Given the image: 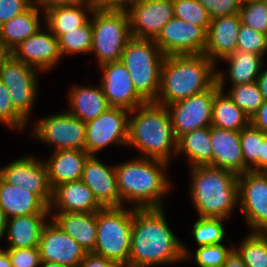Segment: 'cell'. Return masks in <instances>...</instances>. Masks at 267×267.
<instances>
[{"instance_id": "cell-1", "label": "cell", "mask_w": 267, "mask_h": 267, "mask_svg": "<svg viewBox=\"0 0 267 267\" xmlns=\"http://www.w3.org/2000/svg\"><path fill=\"white\" fill-rule=\"evenodd\" d=\"M182 243L169 227L163 208H133L128 267L184 262Z\"/></svg>"}, {"instance_id": "cell-2", "label": "cell", "mask_w": 267, "mask_h": 267, "mask_svg": "<svg viewBox=\"0 0 267 267\" xmlns=\"http://www.w3.org/2000/svg\"><path fill=\"white\" fill-rule=\"evenodd\" d=\"M168 165L140 156L115 164L122 206L128 203V207L136 209L163 208V199L173 186L165 173Z\"/></svg>"}, {"instance_id": "cell-3", "label": "cell", "mask_w": 267, "mask_h": 267, "mask_svg": "<svg viewBox=\"0 0 267 267\" xmlns=\"http://www.w3.org/2000/svg\"><path fill=\"white\" fill-rule=\"evenodd\" d=\"M126 146L140 151V157L170 163L177 154V138L165 105L146 102L130 111Z\"/></svg>"}, {"instance_id": "cell-4", "label": "cell", "mask_w": 267, "mask_h": 267, "mask_svg": "<svg viewBox=\"0 0 267 267\" xmlns=\"http://www.w3.org/2000/svg\"><path fill=\"white\" fill-rule=\"evenodd\" d=\"M217 66L204 54L166 56L156 103L166 106L212 88Z\"/></svg>"}, {"instance_id": "cell-5", "label": "cell", "mask_w": 267, "mask_h": 267, "mask_svg": "<svg viewBox=\"0 0 267 267\" xmlns=\"http://www.w3.org/2000/svg\"><path fill=\"white\" fill-rule=\"evenodd\" d=\"M190 199L198 217L227 219L238 207V175L213 166L190 167Z\"/></svg>"}, {"instance_id": "cell-6", "label": "cell", "mask_w": 267, "mask_h": 267, "mask_svg": "<svg viewBox=\"0 0 267 267\" xmlns=\"http://www.w3.org/2000/svg\"><path fill=\"white\" fill-rule=\"evenodd\" d=\"M165 57L152 39L132 37L123 50L120 61L127 68L137 93L146 102H156Z\"/></svg>"}, {"instance_id": "cell-7", "label": "cell", "mask_w": 267, "mask_h": 267, "mask_svg": "<svg viewBox=\"0 0 267 267\" xmlns=\"http://www.w3.org/2000/svg\"><path fill=\"white\" fill-rule=\"evenodd\" d=\"M133 207H106L97 211V237L93 254L128 267Z\"/></svg>"}, {"instance_id": "cell-8", "label": "cell", "mask_w": 267, "mask_h": 267, "mask_svg": "<svg viewBox=\"0 0 267 267\" xmlns=\"http://www.w3.org/2000/svg\"><path fill=\"white\" fill-rule=\"evenodd\" d=\"M90 19L93 28L90 54L95 55L98 67L120 61L127 42L132 38L128 13L96 7Z\"/></svg>"}, {"instance_id": "cell-9", "label": "cell", "mask_w": 267, "mask_h": 267, "mask_svg": "<svg viewBox=\"0 0 267 267\" xmlns=\"http://www.w3.org/2000/svg\"><path fill=\"white\" fill-rule=\"evenodd\" d=\"M35 67L15 59L7 53L0 62V80L8 89L14 108L28 121L36 102L38 75Z\"/></svg>"}, {"instance_id": "cell-10", "label": "cell", "mask_w": 267, "mask_h": 267, "mask_svg": "<svg viewBox=\"0 0 267 267\" xmlns=\"http://www.w3.org/2000/svg\"><path fill=\"white\" fill-rule=\"evenodd\" d=\"M32 135L53 150H85L86 122L67 110L35 120Z\"/></svg>"}, {"instance_id": "cell-11", "label": "cell", "mask_w": 267, "mask_h": 267, "mask_svg": "<svg viewBox=\"0 0 267 267\" xmlns=\"http://www.w3.org/2000/svg\"><path fill=\"white\" fill-rule=\"evenodd\" d=\"M130 111L109 107L97 118L86 122L85 151L90 156L111 145L126 146Z\"/></svg>"}, {"instance_id": "cell-12", "label": "cell", "mask_w": 267, "mask_h": 267, "mask_svg": "<svg viewBox=\"0 0 267 267\" xmlns=\"http://www.w3.org/2000/svg\"><path fill=\"white\" fill-rule=\"evenodd\" d=\"M238 206L251 232H267V172L238 175Z\"/></svg>"}, {"instance_id": "cell-13", "label": "cell", "mask_w": 267, "mask_h": 267, "mask_svg": "<svg viewBox=\"0 0 267 267\" xmlns=\"http://www.w3.org/2000/svg\"><path fill=\"white\" fill-rule=\"evenodd\" d=\"M218 89L216 83L204 92L166 105L177 139L186 132L211 126L212 104Z\"/></svg>"}, {"instance_id": "cell-14", "label": "cell", "mask_w": 267, "mask_h": 267, "mask_svg": "<svg viewBox=\"0 0 267 267\" xmlns=\"http://www.w3.org/2000/svg\"><path fill=\"white\" fill-rule=\"evenodd\" d=\"M0 177L10 185L20 186L36 194L48 207L52 189L48 180L45 161L37 157L23 156L0 168Z\"/></svg>"}, {"instance_id": "cell-15", "label": "cell", "mask_w": 267, "mask_h": 267, "mask_svg": "<svg viewBox=\"0 0 267 267\" xmlns=\"http://www.w3.org/2000/svg\"><path fill=\"white\" fill-rule=\"evenodd\" d=\"M155 43L165 56L204 54L207 32L200 26L173 17Z\"/></svg>"}, {"instance_id": "cell-16", "label": "cell", "mask_w": 267, "mask_h": 267, "mask_svg": "<svg viewBox=\"0 0 267 267\" xmlns=\"http://www.w3.org/2000/svg\"><path fill=\"white\" fill-rule=\"evenodd\" d=\"M131 36L155 40L173 17V0H141L128 12Z\"/></svg>"}, {"instance_id": "cell-17", "label": "cell", "mask_w": 267, "mask_h": 267, "mask_svg": "<svg viewBox=\"0 0 267 267\" xmlns=\"http://www.w3.org/2000/svg\"><path fill=\"white\" fill-rule=\"evenodd\" d=\"M100 85L110 107H120L129 111L146 103L137 93L127 68L121 61L107 63L99 67Z\"/></svg>"}, {"instance_id": "cell-18", "label": "cell", "mask_w": 267, "mask_h": 267, "mask_svg": "<svg viewBox=\"0 0 267 267\" xmlns=\"http://www.w3.org/2000/svg\"><path fill=\"white\" fill-rule=\"evenodd\" d=\"M10 54L43 73L55 68L62 59L58 49V38L46 25L16 46Z\"/></svg>"}, {"instance_id": "cell-19", "label": "cell", "mask_w": 267, "mask_h": 267, "mask_svg": "<svg viewBox=\"0 0 267 267\" xmlns=\"http://www.w3.org/2000/svg\"><path fill=\"white\" fill-rule=\"evenodd\" d=\"M42 261H52L66 267H77L87 252L52 220L44 226L39 241Z\"/></svg>"}, {"instance_id": "cell-20", "label": "cell", "mask_w": 267, "mask_h": 267, "mask_svg": "<svg viewBox=\"0 0 267 267\" xmlns=\"http://www.w3.org/2000/svg\"><path fill=\"white\" fill-rule=\"evenodd\" d=\"M81 180L103 208L122 207L115 165H105L96 156H89L84 164Z\"/></svg>"}, {"instance_id": "cell-21", "label": "cell", "mask_w": 267, "mask_h": 267, "mask_svg": "<svg viewBox=\"0 0 267 267\" xmlns=\"http://www.w3.org/2000/svg\"><path fill=\"white\" fill-rule=\"evenodd\" d=\"M240 26L239 14L211 19L204 55L216 64L218 60L233 53L237 47Z\"/></svg>"}, {"instance_id": "cell-22", "label": "cell", "mask_w": 267, "mask_h": 267, "mask_svg": "<svg viewBox=\"0 0 267 267\" xmlns=\"http://www.w3.org/2000/svg\"><path fill=\"white\" fill-rule=\"evenodd\" d=\"M103 207L97 202L92 191L82 181H73L56 186L52 190L49 206L53 212H97Z\"/></svg>"}, {"instance_id": "cell-23", "label": "cell", "mask_w": 267, "mask_h": 267, "mask_svg": "<svg viewBox=\"0 0 267 267\" xmlns=\"http://www.w3.org/2000/svg\"><path fill=\"white\" fill-rule=\"evenodd\" d=\"M52 220L87 253H93L97 237V212H54Z\"/></svg>"}, {"instance_id": "cell-24", "label": "cell", "mask_w": 267, "mask_h": 267, "mask_svg": "<svg viewBox=\"0 0 267 267\" xmlns=\"http://www.w3.org/2000/svg\"><path fill=\"white\" fill-rule=\"evenodd\" d=\"M211 143L213 149L212 166L236 173H244L240 132L211 126Z\"/></svg>"}, {"instance_id": "cell-25", "label": "cell", "mask_w": 267, "mask_h": 267, "mask_svg": "<svg viewBox=\"0 0 267 267\" xmlns=\"http://www.w3.org/2000/svg\"><path fill=\"white\" fill-rule=\"evenodd\" d=\"M90 155L85 150H56L44 160L48 170L51 189L56 186L81 180L84 164Z\"/></svg>"}, {"instance_id": "cell-26", "label": "cell", "mask_w": 267, "mask_h": 267, "mask_svg": "<svg viewBox=\"0 0 267 267\" xmlns=\"http://www.w3.org/2000/svg\"><path fill=\"white\" fill-rule=\"evenodd\" d=\"M226 72L217 70V84L219 89L215 92L212 104L211 126L240 132L250 124V117L240 109L232 99L224 93Z\"/></svg>"}, {"instance_id": "cell-27", "label": "cell", "mask_w": 267, "mask_h": 267, "mask_svg": "<svg viewBox=\"0 0 267 267\" xmlns=\"http://www.w3.org/2000/svg\"><path fill=\"white\" fill-rule=\"evenodd\" d=\"M50 212H40L9 218L7 221V248H34L39 246L42 230L48 223Z\"/></svg>"}, {"instance_id": "cell-28", "label": "cell", "mask_w": 267, "mask_h": 267, "mask_svg": "<svg viewBox=\"0 0 267 267\" xmlns=\"http://www.w3.org/2000/svg\"><path fill=\"white\" fill-rule=\"evenodd\" d=\"M71 87L68 91L69 109L66 110L83 122L97 118L110 107L100 84H74Z\"/></svg>"}, {"instance_id": "cell-29", "label": "cell", "mask_w": 267, "mask_h": 267, "mask_svg": "<svg viewBox=\"0 0 267 267\" xmlns=\"http://www.w3.org/2000/svg\"><path fill=\"white\" fill-rule=\"evenodd\" d=\"M45 13L33 5L21 15L10 19L0 26V44L2 48L10 53L16 46L34 35L43 25L41 20Z\"/></svg>"}, {"instance_id": "cell-30", "label": "cell", "mask_w": 267, "mask_h": 267, "mask_svg": "<svg viewBox=\"0 0 267 267\" xmlns=\"http://www.w3.org/2000/svg\"><path fill=\"white\" fill-rule=\"evenodd\" d=\"M0 207L7 218L50 212L49 207L33 192L13 186L0 177Z\"/></svg>"}, {"instance_id": "cell-31", "label": "cell", "mask_w": 267, "mask_h": 267, "mask_svg": "<svg viewBox=\"0 0 267 267\" xmlns=\"http://www.w3.org/2000/svg\"><path fill=\"white\" fill-rule=\"evenodd\" d=\"M95 8L96 6L88 0H81L73 5L54 7L45 12L43 23L45 22L44 25L58 38L61 34L86 24Z\"/></svg>"}, {"instance_id": "cell-32", "label": "cell", "mask_w": 267, "mask_h": 267, "mask_svg": "<svg viewBox=\"0 0 267 267\" xmlns=\"http://www.w3.org/2000/svg\"><path fill=\"white\" fill-rule=\"evenodd\" d=\"M184 155L190 167L212 166L211 126L186 132L177 139V154Z\"/></svg>"}, {"instance_id": "cell-33", "label": "cell", "mask_w": 267, "mask_h": 267, "mask_svg": "<svg viewBox=\"0 0 267 267\" xmlns=\"http://www.w3.org/2000/svg\"><path fill=\"white\" fill-rule=\"evenodd\" d=\"M221 61L228 63L227 78L232 84L230 86L257 81L262 67L265 66L263 56L237 49Z\"/></svg>"}, {"instance_id": "cell-34", "label": "cell", "mask_w": 267, "mask_h": 267, "mask_svg": "<svg viewBox=\"0 0 267 267\" xmlns=\"http://www.w3.org/2000/svg\"><path fill=\"white\" fill-rule=\"evenodd\" d=\"M234 249L246 267H267V232H250Z\"/></svg>"}, {"instance_id": "cell-35", "label": "cell", "mask_w": 267, "mask_h": 267, "mask_svg": "<svg viewBox=\"0 0 267 267\" xmlns=\"http://www.w3.org/2000/svg\"><path fill=\"white\" fill-rule=\"evenodd\" d=\"M92 20L58 37V49L61 57L65 55L89 54L92 46Z\"/></svg>"}, {"instance_id": "cell-36", "label": "cell", "mask_w": 267, "mask_h": 267, "mask_svg": "<svg viewBox=\"0 0 267 267\" xmlns=\"http://www.w3.org/2000/svg\"><path fill=\"white\" fill-rule=\"evenodd\" d=\"M220 217H198L193 224L192 235L197 247L223 243L226 230Z\"/></svg>"}, {"instance_id": "cell-37", "label": "cell", "mask_w": 267, "mask_h": 267, "mask_svg": "<svg viewBox=\"0 0 267 267\" xmlns=\"http://www.w3.org/2000/svg\"><path fill=\"white\" fill-rule=\"evenodd\" d=\"M234 245L227 247L223 243L197 247L196 251H191L182 243V252L185 261L194 259L198 267H222L227 256L234 249ZM191 251V252H190Z\"/></svg>"}, {"instance_id": "cell-38", "label": "cell", "mask_w": 267, "mask_h": 267, "mask_svg": "<svg viewBox=\"0 0 267 267\" xmlns=\"http://www.w3.org/2000/svg\"><path fill=\"white\" fill-rule=\"evenodd\" d=\"M264 132L251 123L240 131V144L244 160V173L248 170L259 171V155Z\"/></svg>"}, {"instance_id": "cell-39", "label": "cell", "mask_w": 267, "mask_h": 267, "mask_svg": "<svg viewBox=\"0 0 267 267\" xmlns=\"http://www.w3.org/2000/svg\"><path fill=\"white\" fill-rule=\"evenodd\" d=\"M229 87L227 95L250 118L264 102L263 95L256 81Z\"/></svg>"}, {"instance_id": "cell-40", "label": "cell", "mask_w": 267, "mask_h": 267, "mask_svg": "<svg viewBox=\"0 0 267 267\" xmlns=\"http://www.w3.org/2000/svg\"><path fill=\"white\" fill-rule=\"evenodd\" d=\"M173 13L175 18L208 31L211 18L207 9L198 0H173Z\"/></svg>"}, {"instance_id": "cell-41", "label": "cell", "mask_w": 267, "mask_h": 267, "mask_svg": "<svg viewBox=\"0 0 267 267\" xmlns=\"http://www.w3.org/2000/svg\"><path fill=\"white\" fill-rule=\"evenodd\" d=\"M239 16L241 24L267 34V0L241 5Z\"/></svg>"}, {"instance_id": "cell-42", "label": "cell", "mask_w": 267, "mask_h": 267, "mask_svg": "<svg viewBox=\"0 0 267 267\" xmlns=\"http://www.w3.org/2000/svg\"><path fill=\"white\" fill-rule=\"evenodd\" d=\"M0 123L9 129L26 130L29 122L14 108L6 86L0 80ZM27 123V124H26Z\"/></svg>"}, {"instance_id": "cell-43", "label": "cell", "mask_w": 267, "mask_h": 267, "mask_svg": "<svg viewBox=\"0 0 267 267\" xmlns=\"http://www.w3.org/2000/svg\"><path fill=\"white\" fill-rule=\"evenodd\" d=\"M236 49L253 52L265 58L267 54V34L241 24Z\"/></svg>"}, {"instance_id": "cell-44", "label": "cell", "mask_w": 267, "mask_h": 267, "mask_svg": "<svg viewBox=\"0 0 267 267\" xmlns=\"http://www.w3.org/2000/svg\"><path fill=\"white\" fill-rule=\"evenodd\" d=\"M13 267H41L42 260L38 247L6 248Z\"/></svg>"}, {"instance_id": "cell-45", "label": "cell", "mask_w": 267, "mask_h": 267, "mask_svg": "<svg viewBox=\"0 0 267 267\" xmlns=\"http://www.w3.org/2000/svg\"><path fill=\"white\" fill-rule=\"evenodd\" d=\"M206 9L211 19L232 14H239V0H198Z\"/></svg>"}, {"instance_id": "cell-46", "label": "cell", "mask_w": 267, "mask_h": 267, "mask_svg": "<svg viewBox=\"0 0 267 267\" xmlns=\"http://www.w3.org/2000/svg\"><path fill=\"white\" fill-rule=\"evenodd\" d=\"M33 6L32 0H0V26Z\"/></svg>"}, {"instance_id": "cell-47", "label": "cell", "mask_w": 267, "mask_h": 267, "mask_svg": "<svg viewBox=\"0 0 267 267\" xmlns=\"http://www.w3.org/2000/svg\"><path fill=\"white\" fill-rule=\"evenodd\" d=\"M141 0H102L96 7L105 11L128 12Z\"/></svg>"}, {"instance_id": "cell-48", "label": "cell", "mask_w": 267, "mask_h": 267, "mask_svg": "<svg viewBox=\"0 0 267 267\" xmlns=\"http://www.w3.org/2000/svg\"><path fill=\"white\" fill-rule=\"evenodd\" d=\"M116 264L104 257H100L93 253H87L85 258L77 267H115Z\"/></svg>"}, {"instance_id": "cell-49", "label": "cell", "mask_w": 267, "mask_h": 267, "mask_svg": "<svg viewBox=\"0 0 267 267\" xmlns=\"http://www.w3.org/2000/svg\"><path fill=\"white\" fill-rule=\"evenodd\" d=\"M250 123L267 134V101H264L257 112L250 118Z\"/></svg>"}, {"instance_id": "cell-50", "label": "cell", "mask_w": 267, "mask_h": 267, "mask_svg": "<svg viewBox=\"0 0 267 267\" xmlns=\"http://www.w3.org/2000/svg\"><path fill=\"white\" fill-rule=\"evenodd\" d=\"M80 1L81 0H32V3L45 13L51 8L73 5L79 3Z\"/></svg>"}, {"instance_id": "cell-51", "label": "cell", "mask_w": 267, "mask_h": 267, "mask_svg": "<svg viewBox=\"0 0 267 267\" xmlns=\"http://www.w3.org/2000/svg\"><path fill=\"white\" fill-rule=\"evenodd\" d=\"M222 267H246L242 257L238 252L233 249L231 253L227 256L225 263Z\"/></svg>"}, {"instance_id": "cell-52", "label": "cell", "mask_w": 267, "mask_h": 267, "mask_svg": "<svg viewBox=\"0 0 267 267\" xmlns=\"http://www.w3.org/2000/svg\"><path fill=\"white\" fill-rule=\"evenodd\" d=\"M259 171L267 172V134L265 133L261 145V154L259 155Z\"/></svg>"}, {"instance_id": "cell-53", "label": "cell", "mask_w": 267, "mask_h": 267, "mask_svg": "<svg viewBox=\"0 0 267 267\" xmlns=\"http://www.w3.org/2000/svg\"><path fill=\"white\" fill-rule=\"evenodd\" d=\"M256 82L259 85L264 101H267V68L262 67L260 75L258 76Z\"/></svg>"}, {"instance_id": "cell-54", "label": "cell", "mask_w": 267, "mask_h": 267, "mask_svg": "<svg viewBox=\"0 0 267 267\" xmlns=\"http://www.w3.org/2000/svg\"><path fill=\"white\" fill-rule=\"evenodd\" d=\"M8 218L4 210L0 207V240L5 237Z\"/></svg>"}, {"instance_id": "cell-55", "label": "cell", "mask_w": 267, "mask_h": 267, "mask_svg": "<svg viewBox=\"0 0 267 267\" xmlns=\"http://www.w3.org/2000/svg\"><path fill=\"white\" fill-rule=\"evenodd\" d=\"M0 267H13L8 252L0 248Z\"/></svg>"}, {"instance_id": "cell-56", "label": "cell", "mask_w": 267, "mask_h": 267, "mask_svg": "<svg viewBox=\"0 0 267 267\" xmlns=\"http://www.w3.org/2000/svg\"><path fill=\"white\" fill-rule=\"evenodd\" d=\"M41 267H66L62 264L52 261H42Z\"/></svg>"}, {"instance_id": "cell-57", "label": "cell", "mask_w": 267, "mask_h": 267, "mask_svg": "<svg viewBox=\"0 0 267 267\" xmlns=\"http://www.w3.org/2000/svg\"><path fill=\"white\" fill-rule=\"evenodd\" d=\"M7 54V52L2 48L0 44V62L4 58V56Z\"/></svg>"}, {"instance_id": "cell-58", "label": "cell", "mask_w": 267, "mask_h": 267, "mask_svg": "<svg viewBox=\"0 0 267 267\" xmlns=\"http://www.w3.org/2000/svg\"><path fill=\"white\" fill-rule=\"evenodd\" d=\"M241 5L246 4V3H250V2H255V1H261V0H239Z\"/></svg>"}, {"instance_id": "cell-59", "label": "cell", "mask_w": 267, "mask_h": 267, "mask_svg": "<svg viewBox=\"0 0 267 267\" xmlns=\"http://www.w3.org/2000/svg\"><path fill=\"white\" fill-rule=\"evenodd\" d=\"M88 1L97 6L102 0H88Z\"/></svg>"}, {"instance_id": "cell-60", "label": "cell", "mask_w": 267, "mask_h": 267, "mask_svg": "<svg viewBox=\"0 0 267 267\" xmlns=\"http://www.w3.org/2000/svg\"><path fill=\"white\" fill-rule=\"evenodd\" d=\"M115 267H125V266H122V265H116Z\"/></svg>"}]
</instances>
